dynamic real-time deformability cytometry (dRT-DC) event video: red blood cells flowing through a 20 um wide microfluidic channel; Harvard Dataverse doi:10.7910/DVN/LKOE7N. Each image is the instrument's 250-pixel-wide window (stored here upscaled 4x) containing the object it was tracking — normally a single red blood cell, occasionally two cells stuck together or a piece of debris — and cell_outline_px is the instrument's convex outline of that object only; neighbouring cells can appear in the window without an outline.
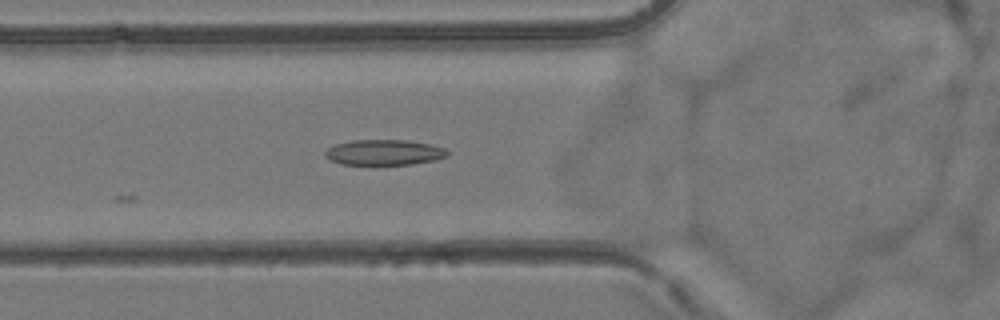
{"species": "common noctule bat (a hibernating species)", "species_latin": "Nyctalus noctula", "temperature_condition": "room temperature", "stored_images_in_passage": 7, "camera_frame_rate_fps": 3000, "um_per_image_px": 0.085, "animal": {"sex": "female", "body_mass_g": 24.6, "forearm_length_mm": 56.2}, "frame": {"image": 1, "passage_image": 4, "time_ms": 1.0, "image_size_px": [1000, 320], "cell_outline_px": [[448, 156], [436, 160], [412, 164], [372, 168], [340, 164], [324, 156], [324, 152], [328, 148], [336, 144], [352, 140], [404, 140], [432, 144], [444, 148], [448, 152]], "centroid_in_image_um": [32.62, 13.01], "position_along_channel_um": 93.2, "area_um2": 19.13}}
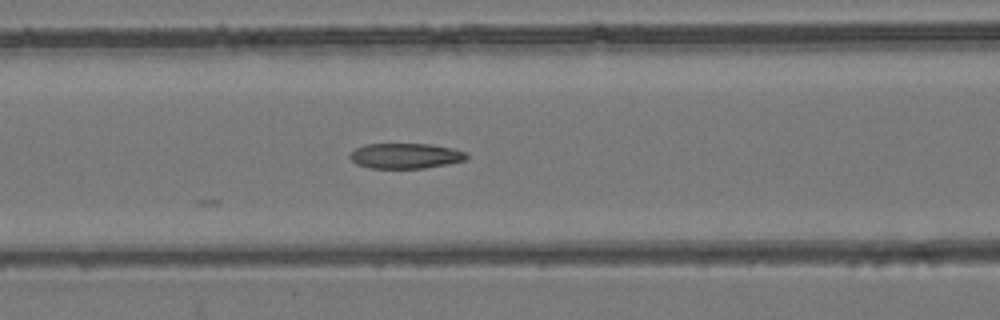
{"frame": {"image": 2, "passage_image": 7, "time_ms": 2.0, "image_size_px": [1000, 320], "cell_outline_px": [[468, 156], [464, 160], [424, 168], [372, 168], [356, 164], [348, 156], [356, 148], [364, 144], [432, 144], [452, 148], [468, 152]], "centroid_in_image_um": [34.46, 13.24], "position_along_channel_um": 132.1, "area_um2": 17.11}}